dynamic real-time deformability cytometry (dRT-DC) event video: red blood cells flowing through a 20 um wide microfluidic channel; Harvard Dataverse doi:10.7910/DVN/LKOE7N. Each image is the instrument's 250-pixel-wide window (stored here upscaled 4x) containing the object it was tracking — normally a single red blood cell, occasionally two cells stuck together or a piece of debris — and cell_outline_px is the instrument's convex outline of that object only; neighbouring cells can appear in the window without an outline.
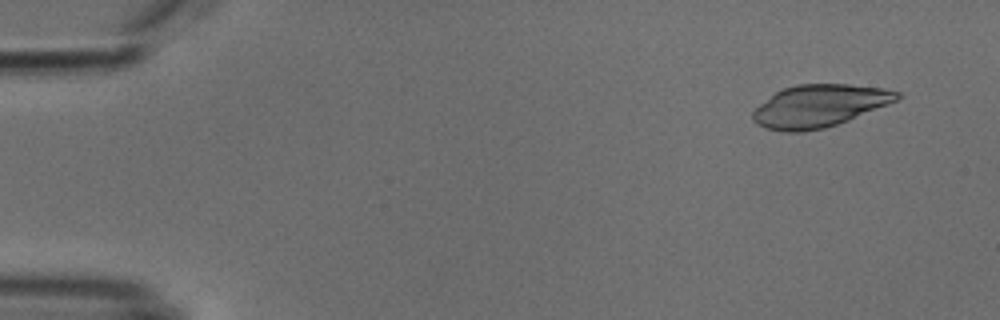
{"species": "common noctule bat (a hibernating species)", "species_latin": "Nyctalus noctula", "temperature_condition": "cold", "stored_images_in_passage": 52, "camera_frame_rate_fps": 3000, "um_per_image_px": 0.085, "animal": {"sex": "male", "body_mass_g": 18.8}, "frame": {"image": 1, "passage_image": 4, "time_ms": 1.0, "image_size_px": [1000, 320], "cell_outline_px": [[900, 96], [896, 100], [888, 104], [848, 120], [824, 128], [800, 132], [784, 132], [764, 128], [756, 124], [752, 120], [752, 112], [760, 104], [776, 92], [784, 88], [796, 84], [848, 84], [884, 88], [900, 92]], "centroid_in_image_um": [69.61, 9.0], "position_along_channel_um": 15.4, "area_um2": 35.43}}